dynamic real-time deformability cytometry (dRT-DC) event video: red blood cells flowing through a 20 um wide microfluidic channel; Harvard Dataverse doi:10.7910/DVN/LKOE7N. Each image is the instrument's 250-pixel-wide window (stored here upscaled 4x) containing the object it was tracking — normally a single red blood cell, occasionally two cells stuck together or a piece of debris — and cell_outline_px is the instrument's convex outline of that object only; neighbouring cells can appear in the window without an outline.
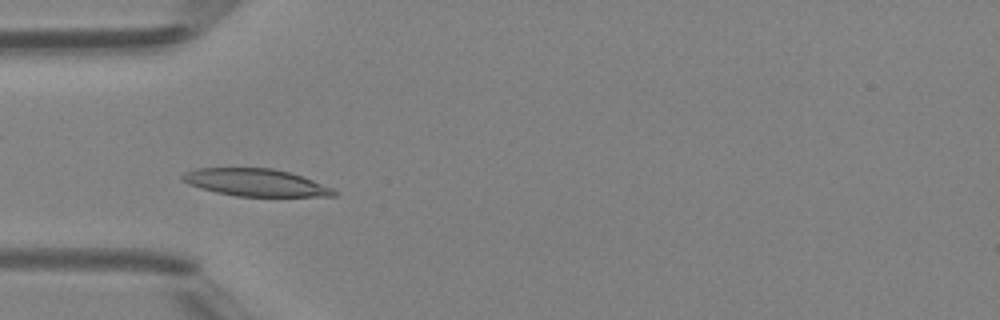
{"species": "Egyptian fruit bat (a non-hibernating species)", "species_latin": "Rousettus aegyptiacus", "temperature_condition": "room temperature", "stored_images_in_passage": 6, "camera_frame_rate_fps": 3000, "um_per_image_px": 0.085, "animal": {"sex": "female"}, "frame": {"image": 1, "passage_image": 4, "time_ms": 3.333, "image_size_px": [1000, 320], "cell_outline_px": [[336, 196], [236, 196], [216, 192], [200, 188], [188, 184], [180, 180], [180, 176], [184, 172], [196, 168], [272, 168], [288, 172], [312, 180], [332, 188], [336, 192]], "centroid_in_image_um": [21.65, 15.51], "position_along_channel_um": 63.3, "area_um2": 23.99}}
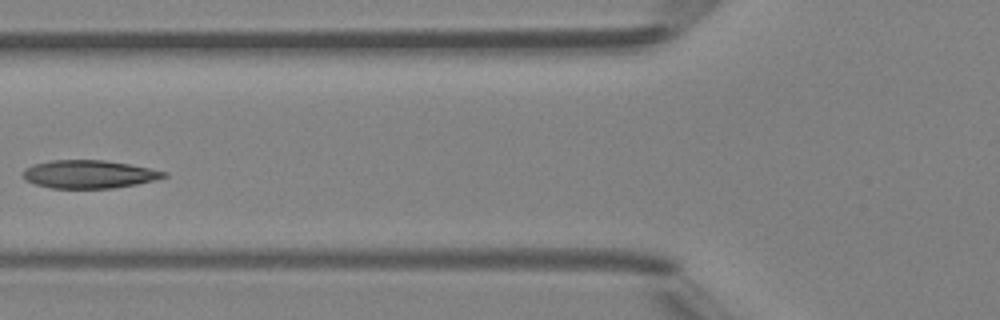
{"frame": {"image": 2, "passage_image": 5, "time_ms": 4.667, "image_size_px": [1000, 320], "cell_outline_px": [[168, 176], [136, 184], [112, 188], [52, 188], [36, 184], [24, 180], [24, 168], [32, 164], [52, 160], [104, 160], [128, 164], [168, 172]], "centroid_in_image_um": [7.54, 14.8], "position_along_channel_um": 118.3, "area_um2": 22.89}}
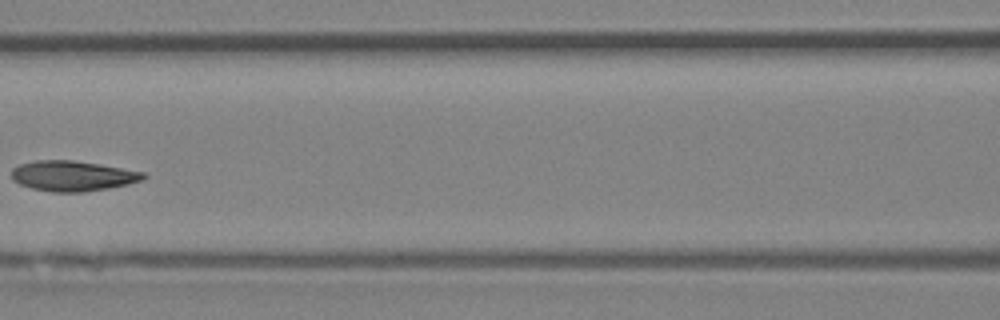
{"frame": {"image": 3, "passage_image": 6, "time_ms": 5.667, "image_size_px": [1000, 320], "cell_outline_px": [[148, 176], [144, 180], [128, 184], [108, 188], [84, 192], [52, 192], [32, 188], [20, 184], [12, 180], [12, 168], [20, 164], [36, 160], [72, 160], [144, 172]], "centroid_in_image_um": [6.17, 14.96], "position_along_channel_um": 160.4, "area_um2": 23.18}}